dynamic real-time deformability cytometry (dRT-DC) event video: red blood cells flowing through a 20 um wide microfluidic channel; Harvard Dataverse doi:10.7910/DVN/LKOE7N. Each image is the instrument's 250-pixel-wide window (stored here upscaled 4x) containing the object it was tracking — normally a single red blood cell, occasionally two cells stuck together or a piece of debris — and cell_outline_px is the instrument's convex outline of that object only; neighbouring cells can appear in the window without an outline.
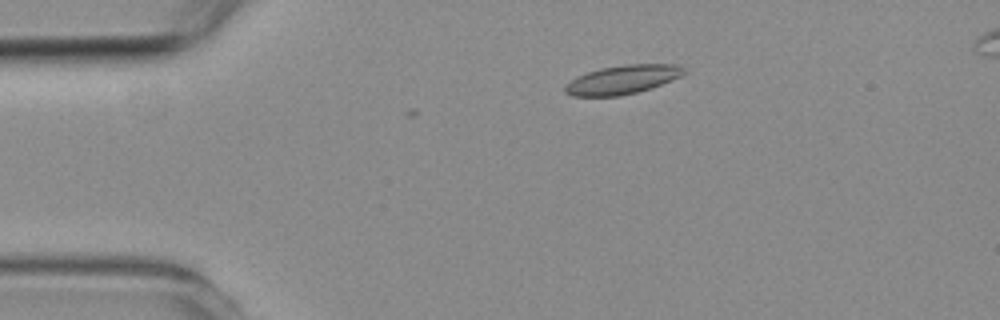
{"species": "common noctule bat (a hibernating species)", "species_latin": "Nyctalus noctula", "temperature_condition": "room temperature", "stored_images_in_passage": 5, "camera_frame_rate_fps": 3000, "um_per_image_px": 0.085, "animal": {"sex": "female", "body_mass_g": 19.3, "forearm_length_mm": 54.1}, "frame": {"image": 1, "passage_image": 1, "time_ms": 0.0, "image_size_px": [1000, 320], "cell_outline_px": [[688, 72], [672, 80], [652, 88], [620, 96], [572, 96], [564, 92], [564, 84], [576, 76], [600, 68], [624, 64], [676, 64], [684, 68]], "centroid_in_image_um": [52.9, 6.76], "position_along_channel_um": 32.1, "area_um2": 20.17}}
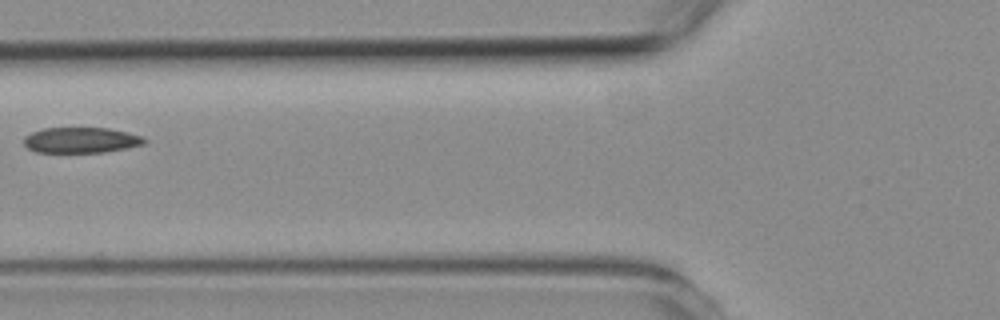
{"frame": {"image": 2, "passage_image": 4, "time_ms": 3.333, "image_size_px": [1000, 320], "cell_outline_px": [[148, 140], [144, 144], [104, 152], [36, 152], [28, 148], [24, 144], [24, 136], [32, 132], [44, 128], [108, 128], [140, 136]], "centroid_in_image_um": [6.85, 11.91], "position_along_channel_um": 119.0, "area_um2": 17.74}}
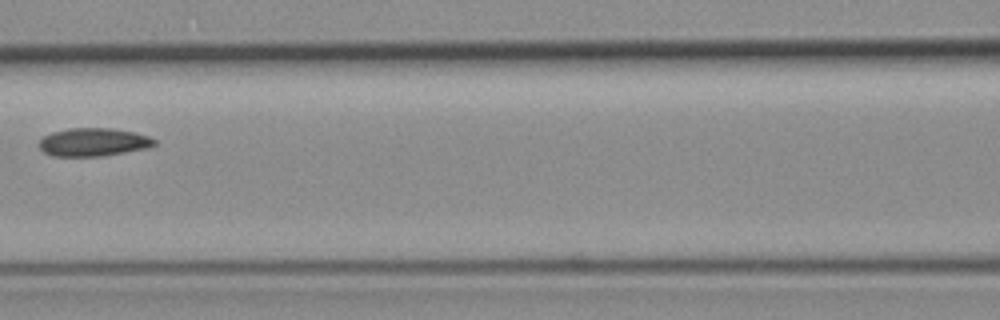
{"frame": {"image": 3, "passage_image": 5, "time_ms": 4.333, "image_size_px": [1000, 320], "cell_outline_px": [[156, 144], [148, 148], [104, 156], [52, 156], [44, 152], [40, 148], [40, 140], [44, 136], [52, 132], [68, 128], [112, 128], [136, 132], [148, 136], [156, 140]], "centroid_in_image_um": [7.96, 12.08], "position_along_channel_um": 158.6, "area_um2": 19.02}}